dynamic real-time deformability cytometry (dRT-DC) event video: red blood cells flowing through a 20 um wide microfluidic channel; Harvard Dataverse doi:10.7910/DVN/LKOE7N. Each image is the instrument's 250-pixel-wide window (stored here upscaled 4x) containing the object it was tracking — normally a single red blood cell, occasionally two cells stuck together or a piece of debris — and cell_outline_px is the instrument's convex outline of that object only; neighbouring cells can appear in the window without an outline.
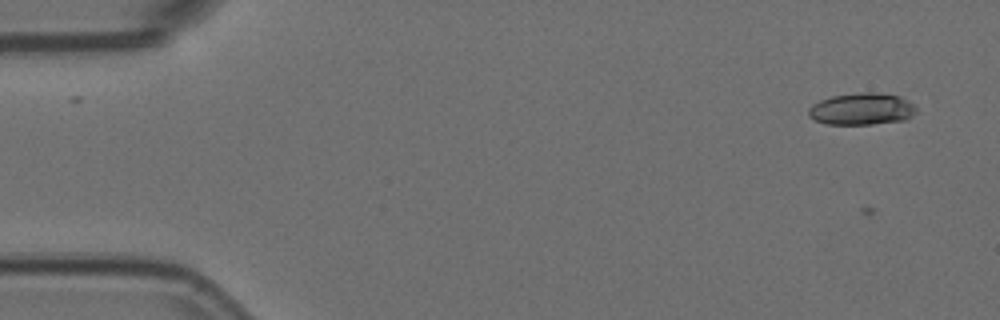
{"species": "Egyptian fruit bat (a non-hibernating species)", "species_latin": "Rousettus aegyptiacus", "temperature_condition": "room temperature", "stored_images_in_passage": 7, "camera_frame_rate_fps": 3000, "um_per_image_px": 0.085, "animal": {"sex": "female"}, "frame": {"image": 1, "passage_image": 2, "time_ms": 0.333, "image_size_px": [1000, 320], "cell_outline_px": [[916, 112], [912, 116], [904, 120], [872, 124], [828, 124], [816, 120], [808, 116], [808, 108], [812, 104], [820, 100], [832, 96], [860, 92], [876, 92], [900, 96], [912, 104], [916, 108]], "centroid_in_image_um": [73.23, 9.26], "position_along_channel_um": 11.8, "area_um2": 20.0}}
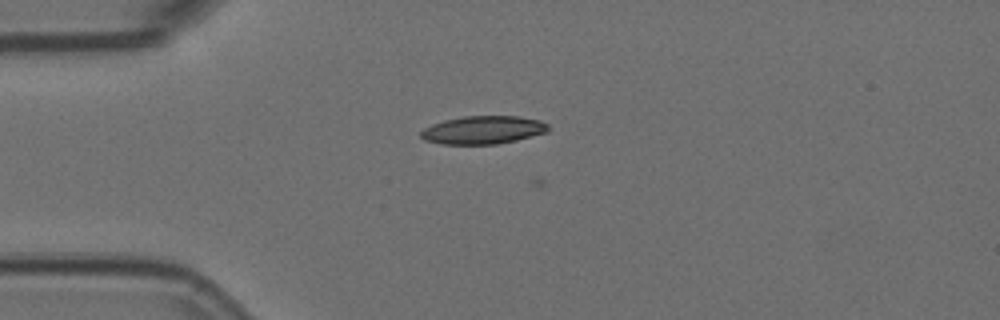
{"frame": {"image": 2, "passage_image": 5, "time_ms": 1.333, "image_size_px": [1000, 320], "cell_outline_px": [[548, 132], [516, 140], [496, 144], [444, 144], [424, 140], [420, 136], [420, 132], [424, 128], [432, 124], [444, 120], [464, 116], [520, 116], [540, 120], [548, 124]], "centroid_in_image_um": [41.06, 11.04], "position_along_channel_um": 43.9, "area_um2": 20.87}}
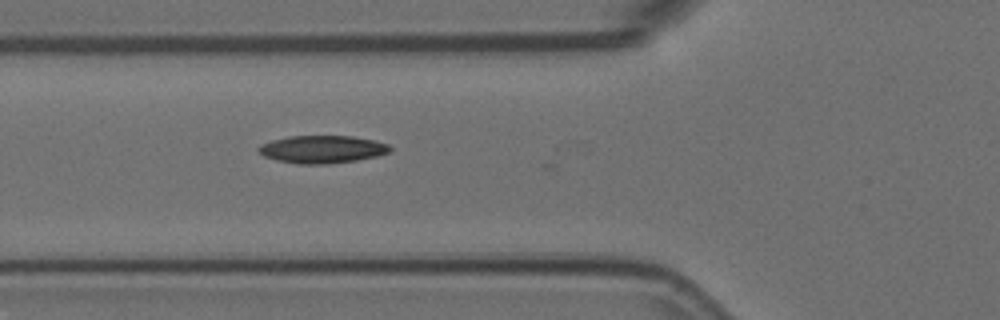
{"frame": {"image": 3, "passage_image": 7, "time_ms": 2.0, "image_size_px": [1000, 320], "cell_outline_px": [[392, 148], [388, 152], [376, 156], [356, 160], [328, 164], [300, 164], [276, 160], [264, 156], [256, 148], [260, 144], [272, 140], [288, 136], [352, 136], [372, 140], [388, 144]], "centroid_in_image_um": [27.35, 12.69], "position_along_channel_um": 98.4, "area_um2": 21.1}}